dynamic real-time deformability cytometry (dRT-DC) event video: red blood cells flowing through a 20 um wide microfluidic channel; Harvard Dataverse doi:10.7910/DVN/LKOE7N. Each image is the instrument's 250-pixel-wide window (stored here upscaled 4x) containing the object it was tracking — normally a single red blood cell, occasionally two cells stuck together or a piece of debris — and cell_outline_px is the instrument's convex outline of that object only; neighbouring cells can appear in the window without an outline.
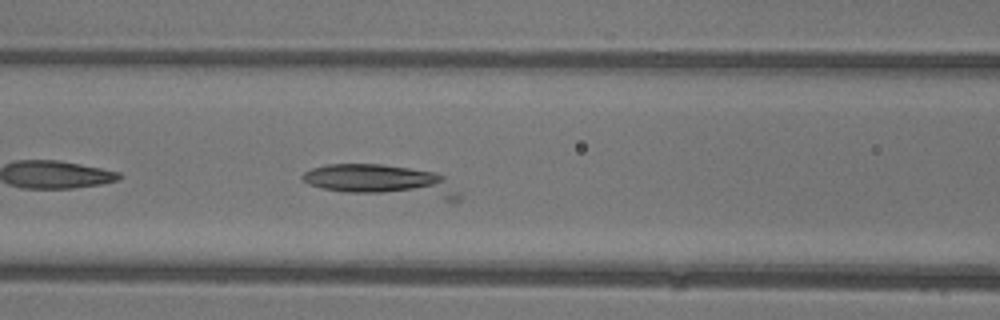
{"species": "common noctule bat (a hibernating species)", "species_latin": "Nyctalus noctula", "temperature_condition": "warm", "stored_images_in_passage": 15, "camera_frame_rate_fps": 3000, "um_per_image_px": 0.085, "animal": {"sex": "female"}, "frame": {"image": 1, "passage_image": 7, "time_ms": 2.0, "image_size_px": [1000, 320], "cell_outline_px": [[460, 200], [444, 200], [344, 192], [324, 188], [308, 184], [300, 176], [304, 172], [312, 168], [328, 164], [384, 164], [432, 172], [444, 176], [460, 192]], "centroid_in_image_um": [32.48, 15.39], "position_along_channel_um": 134.1, "area_um2": 29.07}}
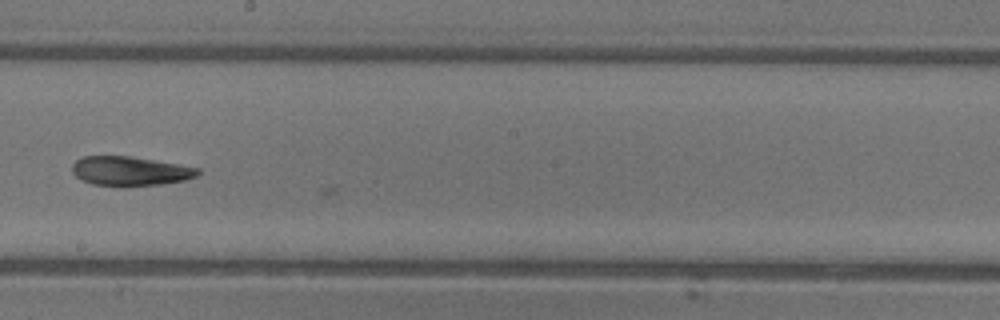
{"frame": {"image": 2, "passage_image": 14, "time_ms": 4.333, "image_size_px": [1000, 320], "cell_outline_px": [[200, 172], [196, 176], [184, 180], [160, 184], [124, 188], [92, 184], [80, 180], [72, 172], [72, 164], [76, 160], [84, 156], [132, 156], [200, 168]], "centroid_in_image_um": [11.02, 14.56], "position_along_channel_um": 237.2, "area_um2": 21.85}}